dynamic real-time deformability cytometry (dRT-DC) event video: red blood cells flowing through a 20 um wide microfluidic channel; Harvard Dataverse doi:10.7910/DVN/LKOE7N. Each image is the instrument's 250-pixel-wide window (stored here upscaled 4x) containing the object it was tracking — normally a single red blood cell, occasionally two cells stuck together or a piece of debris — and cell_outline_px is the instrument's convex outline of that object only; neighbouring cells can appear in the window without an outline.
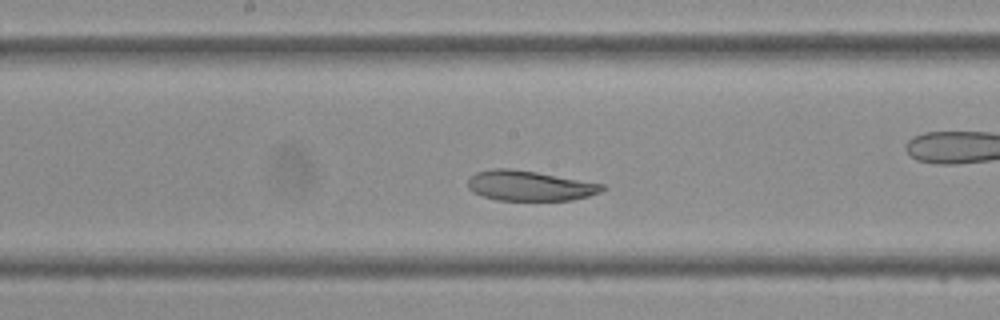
{"species": "Egyptian fruit bat (a non-hibernating species)", "species_latin": "Rousettus aegyptiacus", "temperature_condition": "cold", "stored_images_in_passage": 40, "camera_frame_rate_fps": 3000, "um_per_image_px": 0.085, "frame": {"image": 1, "passage_image": 18, "time_ms": 5.667, "image_size_px": [1000, 320], "cell_outline_px": [[608, 188], [600, 192], [588, 196], [572, 200], [496, 200], [472, 192], [468, 188], [468, 176], [476, 172], [492, 168], [512, 168], [536, 172], [604, 184]], "centroid_in_image_um": [45.0, 15.78], "position_along_channel_um": 203.2, "area_um2": 23.7}}